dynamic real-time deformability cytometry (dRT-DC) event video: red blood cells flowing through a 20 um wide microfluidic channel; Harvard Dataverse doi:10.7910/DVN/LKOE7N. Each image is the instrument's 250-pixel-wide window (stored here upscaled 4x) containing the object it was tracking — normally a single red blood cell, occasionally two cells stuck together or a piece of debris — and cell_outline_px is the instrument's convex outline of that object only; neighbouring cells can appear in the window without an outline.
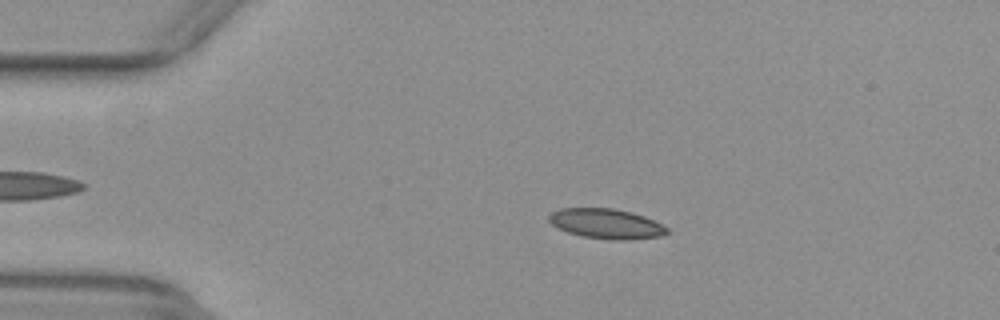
{"species": "common noctule bat (a hibernating species)", "species_latin": "Nyctalus noctula", "temperature_condition": "warm", "stored_images_in_passage": 53, "camera_frame_rate_fps": 3000, "um_per_image_px": 0.085, "animal": {"sex": "female", "body_mass_g": 29.2, "forearm_length_mm": 56.3}, "frame": {"image": 1, "passage_image": 11, "time_ms": 3.333, "image_size_px": [1000, 320], "cell_outline_px": [[668, 232], [664, 236], [624, 240], [612, 240], [580, 236], [568, 232], [552, 224], [548, 220], [548, 216], [552, 212], [560, 208], [612, 208], [632, 212], [644, 216], [668, 228]], "centroid_in_image_um": [51.53, 19.02], "position_along_channel_um": 33.5, "area_um2": 20.58}}
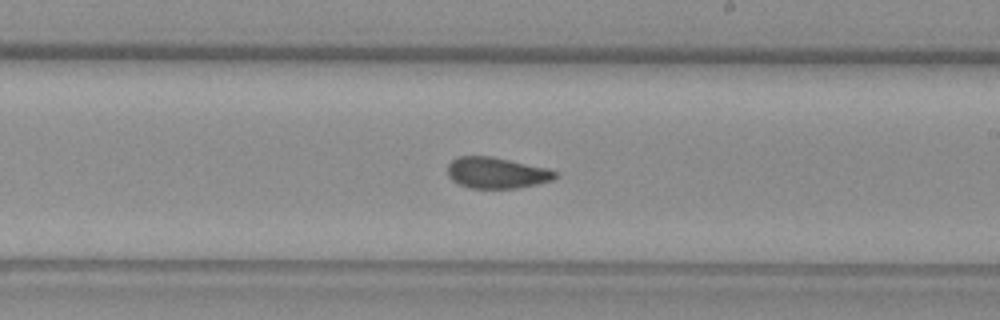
{"frame": {"image": 2, "passage_image": 31, "time_ms": 10.0, "image_size_px": [1000, 320], "cell_outline_px": [[556, 176], [552, 180], [536, 184], [516, 188], [468, 188], [452, 180], [448, 176], [448, 164], [456, 156], [492, 156], [548, 168], [556, 172]], "centroid_in_image_um": [42.18, 14.68], "position_along_channel_um": 246.8, "area_um2": 19.48}}
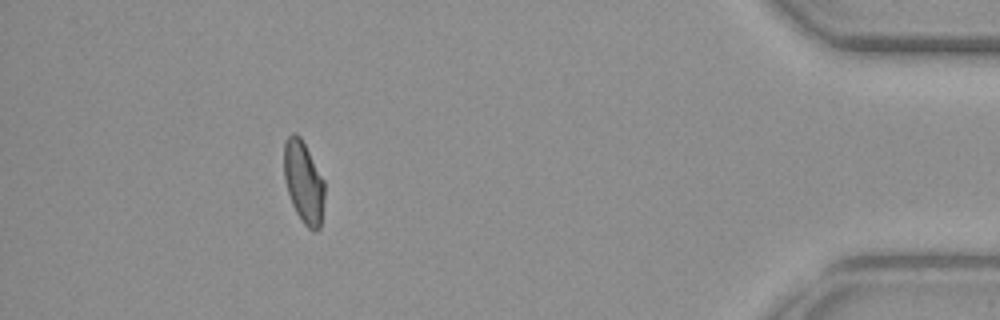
{"frame": {"image": 3, "passage_image": 48, "time_ms": 15.667, "image_size_px": [1000, 320], "cell_outline_px": [[324, 196], [320, 228], [316, 232], [312, 232], [304, 224], [296, 212], [292, 204], [284, 180], [284, 140], [292, 132], [296, 132], [300, 136], [324, 180]], "centroid_in_image_um": [25.79, 15.48], "position_along_channel_um": 409.4, "area_um2": 19.42}, "authors_computed_cell_mechanics": {"area_um2": 20.0566, "velocity_mm_per_s": 3.8956, "shape_relaxation_time_tau1_ms": null, "shape_relaxation_time_tau2_ms": 2.078, "deformation_change_tau1": null, "deformation_change_tau2": 0.0683}}